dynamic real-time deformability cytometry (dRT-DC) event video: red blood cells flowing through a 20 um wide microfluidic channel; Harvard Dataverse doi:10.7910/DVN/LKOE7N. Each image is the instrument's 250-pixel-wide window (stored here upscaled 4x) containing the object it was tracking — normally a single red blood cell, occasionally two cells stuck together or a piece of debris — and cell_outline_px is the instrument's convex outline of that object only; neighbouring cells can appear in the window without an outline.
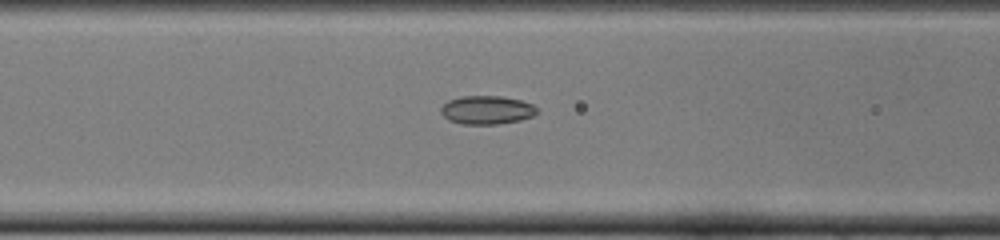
{"species": "common noctule bat (a hibernating species)", "species_latin": "Nyctalus noctula", "temperature_condition": "cold", "stored_images_in_passage": 52, "camera_frame_rate_fps": 3000, "um_per_image_px": 0.085, "animal": {"sex": "female", "body_mass_g": 22.0, "forearm_length_mm": 56.7}, "frame": {"image": 1, "passage_image": 21, "time_ms": 6.667, "image_size_px": [1000, 240], "cell_outline_px": [[540, 112], [532, 116], [520, 120], [496, 124], [464, 124], [448, 120], [440, 112], [440, 108], [448, 100], [460, 96], [500, 96], [520, 100], [532, 104]], "centroid_in_image_um": [41.37, 9.34], "position_along_channel_um": 125.2, "area_um2": 15.95}}
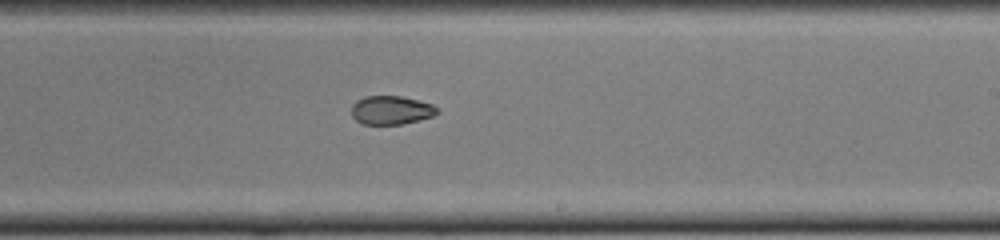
{"frame": {"image": 2, "passage_image": 31, "time_ms": 10.0, "image_size_px": [1000, 240], "cell_outline_px": [[440, 112], [432, 116], [404, 124], [364, 124], [356, 120], [352, 116], [352, 104], [356, 100], [364, 96], [400, 96], [432, 104], [440, 108]], "centroid_in_image_um": [33.26, 9.36], "position_along_channel_um": 255.7, "area_um2": 14.33}}
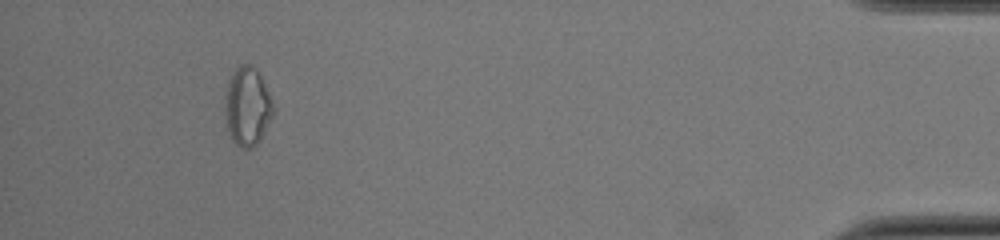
{"frame": {"image": 3, "passage_image": 48, "time_ms": 15.667, "image_size_px": [1000, 240], "cell_outline_px": [[276, 108], [260, 140], [252, 148], [244, 148], [236, 144], [232, 140], [228, 128], [224, 108], [224, 104], [228, 80], [232, 72], [240, 64], [252, 64], [256, 68]], "centroid_in_image_um": [21.03, 9.03], "position_along_channel_um": 414.2, "area_um2": 22.08}}